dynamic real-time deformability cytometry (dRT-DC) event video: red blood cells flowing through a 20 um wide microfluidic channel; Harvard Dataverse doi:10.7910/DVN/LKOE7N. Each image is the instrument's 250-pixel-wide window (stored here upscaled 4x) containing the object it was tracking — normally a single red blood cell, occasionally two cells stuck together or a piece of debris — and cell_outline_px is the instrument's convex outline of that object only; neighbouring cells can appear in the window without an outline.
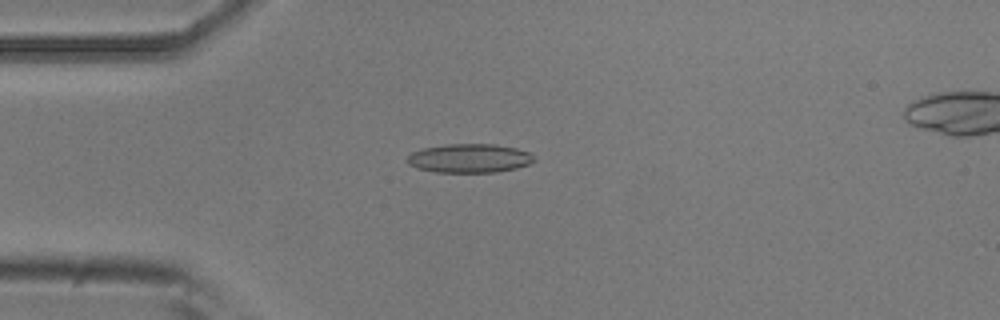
{"species": "common noctule bat (a hibernating species)", "species_latin": "Nyctalus noctula", "temperature_condition": "room temperature", "stored_images_in_passage": 4, "camera_frame_rate_fps": 3000, "um_per_image_px": 0.085, "animal": {"sex": "male", "body_mass_g": 20.5, "forearm_length_mm": 52.5}, "frame": {"image": 1, "passage_image": 3, "time_ms": 0.667, "image_size_px": [1000, 320], "cell_outline_px": [[536, 160], [528, 164], [516, 168], [496, 172], [436, 172], [416, 168], [408, 164], [408, 156], [412, 152], [420, 148], [444, 144], [496, 144], [516, 148], [528, 152]], "centroid_in_image_um": [39.87, 13.44], "position_along_channel_um": 45.1, "area_um2": 21.39}}